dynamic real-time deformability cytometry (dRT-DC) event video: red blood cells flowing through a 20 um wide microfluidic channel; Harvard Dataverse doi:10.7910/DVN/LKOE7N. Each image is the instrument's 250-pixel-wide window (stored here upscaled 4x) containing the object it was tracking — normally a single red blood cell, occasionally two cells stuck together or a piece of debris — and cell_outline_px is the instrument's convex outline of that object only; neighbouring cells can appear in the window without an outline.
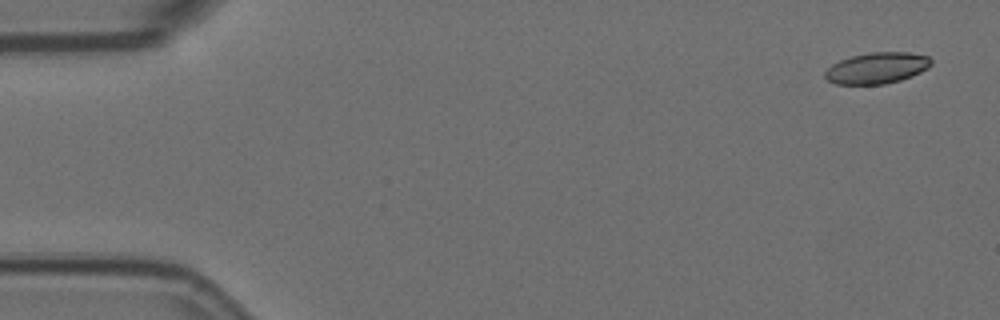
{"species": "Egyptian fruit bat (a non-hibernating species)", "species_latin": "Rousettus aegyptiacus", "temperature_condition": "room temperature", "stored_images_in_passage": 4, "camera_frame_rate_fps": 3000, "um_per_image_px": 0.085, "animal": {"sex": "female"}, "frame": {"image": 1, "passage_image": 1, "time_ms": 0.0, "image_size_px": [1000, 320], "cell_outline_px": [[932, 64], [928, 68], [912, 76], [900, 80], [884, 84], [836, 84], [828, 80], [824, 76], [824, 72], [832, 64], [840, 60], [852, 56], [872, 52], [908, 52], [928, 56], [932, 60]], "centroid_in_image_um": [74.55, 5.78], "position_along_channel_um": 10.5, "area_um2": 19.25}}
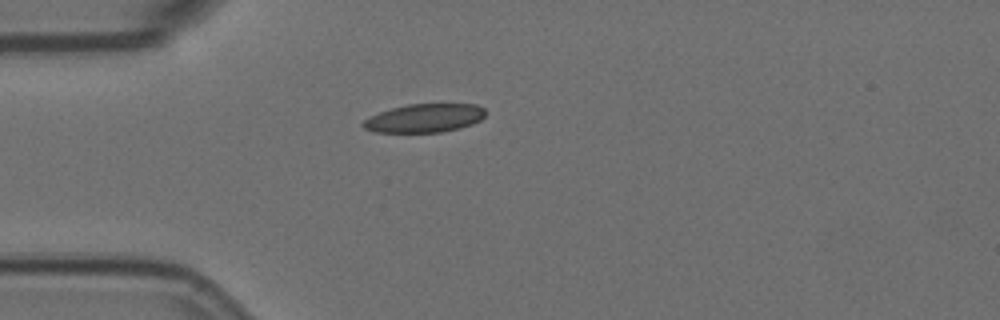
{"frame": {"image": 2, "passage_image": 4, "time_ms": 1.0, "image_size_px": [1000, 320], "cell_outline_px": [[484, 116], [480, 120], [472, 124], [460, 128], [440, 132], [376, 132], [364, 128], [360, 124], [364, 120], [380, 112], [392, 108], [408, 104], [476, 104], [484, 108]], "centroid_in_image_um": [36.09, 10.04], "position_along_channel_um": 48.9, "area_um2": 20.17}}